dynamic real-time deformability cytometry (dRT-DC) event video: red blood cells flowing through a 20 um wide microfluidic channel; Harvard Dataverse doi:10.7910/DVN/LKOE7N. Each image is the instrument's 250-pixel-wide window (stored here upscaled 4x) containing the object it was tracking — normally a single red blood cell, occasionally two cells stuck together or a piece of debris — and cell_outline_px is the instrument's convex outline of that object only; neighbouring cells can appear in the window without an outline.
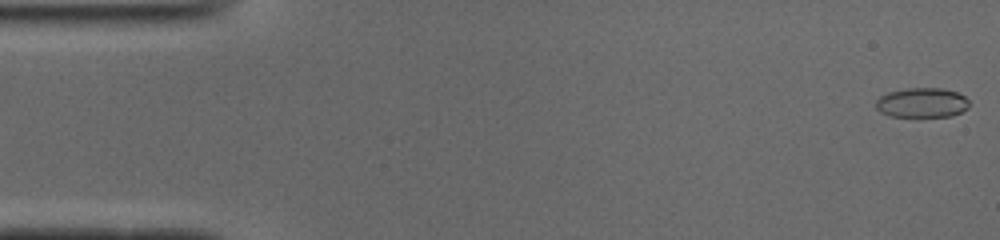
{"species": "common noctule bat (a hibernating species)", "species_latin": "Nyctalus noctula", "temperature_condition": "cold", "stored_images_in_passage": 51, "camera_frame_rate_fps": 3000, "um_per_image_px": 0.085, "animal": {"sex": "male", "body_mass_g": 19.0, "forearm_length_mm": 50.8}, "frame": {"image": 1, "passage_image": 1, "time_ms": 0.0, "image_size_px": [1000, 240], "cell_outline_px": [[968, 108], [952, 116], [888, 116], [880, 112], [876, 108], [876, 100], [880, 96], [888, 92], [908, 88], [940, 88], [956, 92], [964, 96], [968, 100]], "centroid_in_image_um": [78.34, 8.73], "position_along_channel_um": 6.7, "area_um2": 16.07}}
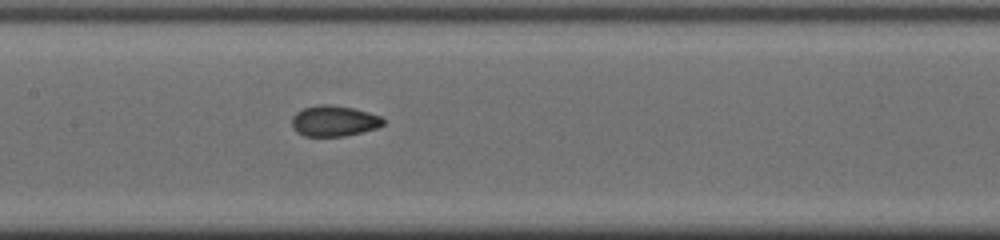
{"frame": {"image": 2, "passage_image": 24, "time_ms": 7.667, "image_size_px": [1000, 240], "cell_outline_px": [[384, 124], [376, 128], [344, 136], [304, 136], [296, 132], [292, 124], [292, 116], [296, 112], [304, 108], [316, 104], [332, 104], [352, 108], [368, 112], [380, 116], [384, 120]], "centroid_in_image_um": [28.36, 10.27], "position_along_channel_um": 179.0, "area_um2": 16.36}}
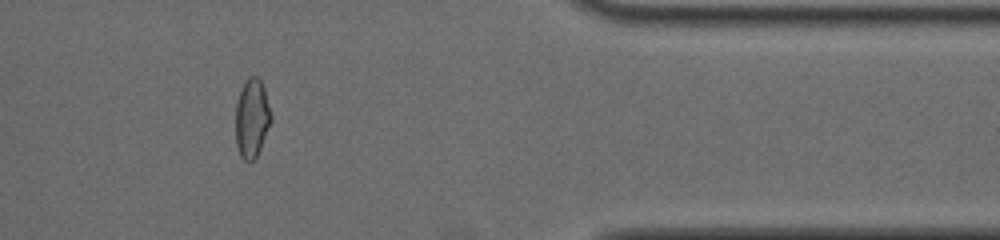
{"frame": {"image": 3, "passage_image": 42, "time_ms": 13.667, "image_size_px": [1000, 240], "cell_outline_px": [[272, 120], [260, 148], [256, 156], [248, 164], [240, 156], [236, 144], [236, 104], [240, 88], [244, 80], [248, 76], [256, 76], [260, 80], [264, 88], [272, 116]], "centroid_in_image_um": [21.4, 10.03], "position_along_channel_um": 390.0, "area_um2": 16.42}, "authors_computed_cell_mechanics": {"area_um2": 16.5308, "velocity_mm_per_s": 3.9453, "shape_relaxation_time_tau1_ms": 9.5764, "shape_relaxation_time_tau2_ms": 0.6368, "deformation_change_tau1": 0.2211, "deformation_change_tau2": 0.0421}}